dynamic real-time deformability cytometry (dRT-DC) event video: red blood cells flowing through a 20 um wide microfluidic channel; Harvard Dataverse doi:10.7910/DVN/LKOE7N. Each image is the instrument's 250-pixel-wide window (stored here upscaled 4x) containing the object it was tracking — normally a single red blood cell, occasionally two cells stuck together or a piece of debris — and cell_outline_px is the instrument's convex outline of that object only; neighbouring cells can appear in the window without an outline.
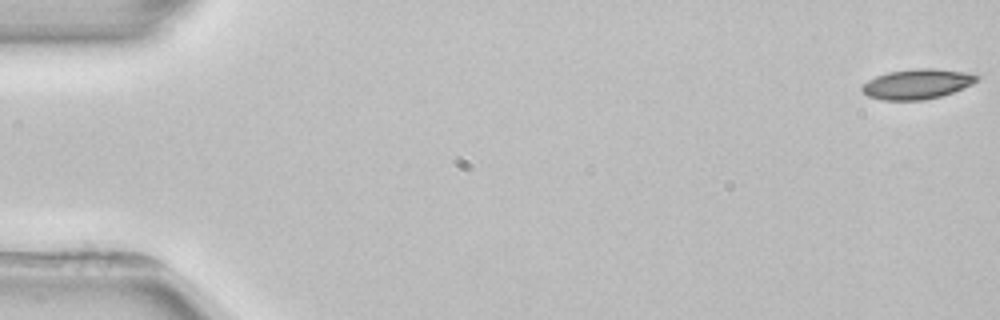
{"species": "common noctule bat (a hibernating species)", "species_latin": "Nyctalus noctula", "temperature_condition": "room temperature", "stored_images_in_passage": 4, "camera_frame_rate_fps": 3000, "um_per_image_px": 0.085, "animal": {"sex": "female", "body_mass_g": 22.7, "forearm_length_mm": 54.2}, "frame": {"image": 1, "passage_image": 1, "time_ms": 0.0, "image_size_px": [1000, 320], "cell_outline_px": [[980, 80], [972, 84], [952, 92], [940, 96], [924, 100], [884, 100], [868, 96], [860, 88], [868, 80], [876, 76], [888, 72], [916, 68], [932, 68], [968, 72], [980, 76]], "centroid_in_image_um": [77.98, 7.13], "position_along_channel_um": 7.0, "area_um2": 20.06}}
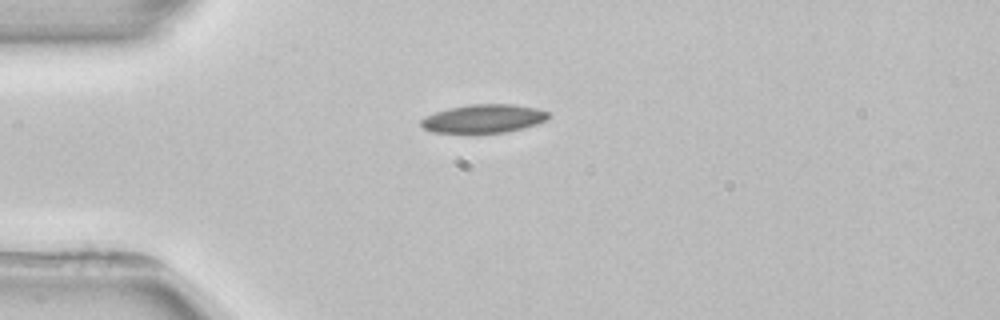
{"frame": {"image": 2, "passage_image": 4, "time_ms": 4.333, "image_size_px": [1000, 320], "cell_outline_px": [[552, 116], [548, 120], [524, 128], [504, 132], [472, 136], [432, 132], [424, 128], [420, 124], [420, 120], [424, 116], [448, 108], [472, 104], [512, 104], [536, 108], [548, 112]], "centroid_in_image_um": [41.08, 10.13], "position_along_channel_um": 43.9, "area_um2": 22.08}}